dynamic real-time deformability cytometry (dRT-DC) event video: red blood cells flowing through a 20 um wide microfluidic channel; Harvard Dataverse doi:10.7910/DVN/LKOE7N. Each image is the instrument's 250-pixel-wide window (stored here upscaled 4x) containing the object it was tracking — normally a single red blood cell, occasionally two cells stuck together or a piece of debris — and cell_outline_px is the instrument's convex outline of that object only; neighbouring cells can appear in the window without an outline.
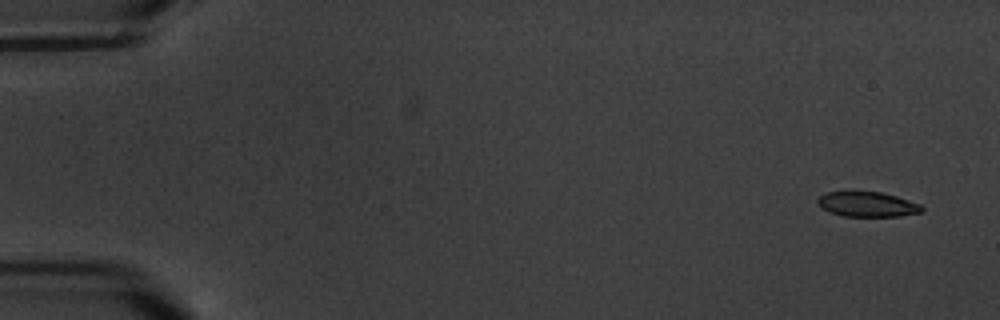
{"species": "common noctule bat (a hibernating species)", "species_latin": "Nyctalus noctula", "temperature_condition": "warm", "stored_images_in_passage": 12, "camera_frame_rate_fps": 3000, "um_per_image_px": 0.085, "animal": {"sex": "male", "body_mass_g": 20.1, "forearm_length_mm": 53.5}, "frame": {"image": 1, "passage_image": 1, "time_ms": 0.0, "image_size_px": [1000, 320], "cell_outline_px": [[924, 212], [900, 216], [844, 216], [828, 212], [816, 200], [824, 192], [844, 188], [856, 188], [880, 192], [896, 196], [920, 204], [924, 208]], "centroid_in_image_um": [73.67, 17.3], "position_along_channel_um": 11.3, "area_um2": 16.01}}
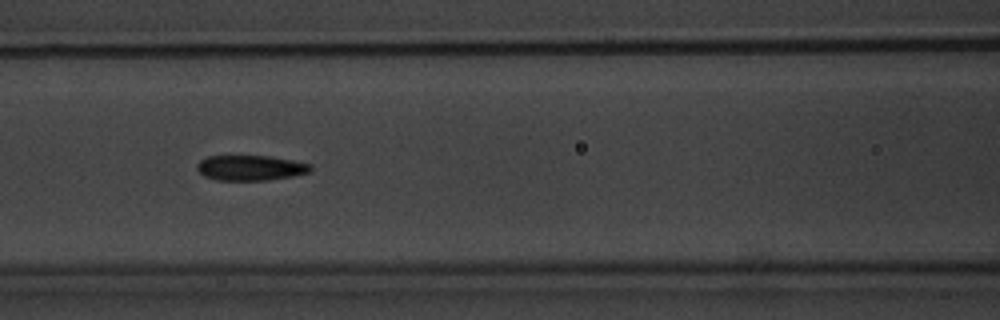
{"frame": {"image": 2, "passage_image": 8, "time_ms": 8.0, "image_size_px": [1000, 320], "cell_outline_px": [[312, 168], [308, 172], [292, 176], [268, 180], [216, 180], [204, 176], [196, 168], [196, 164], [200, 160], [208, 156], [268, 156], [292, 160], [312, 164]], "centroid_in_image_um": [21.27, 14.26], "position_along_channel_um": 145.3, "area_um2": 16.65}}
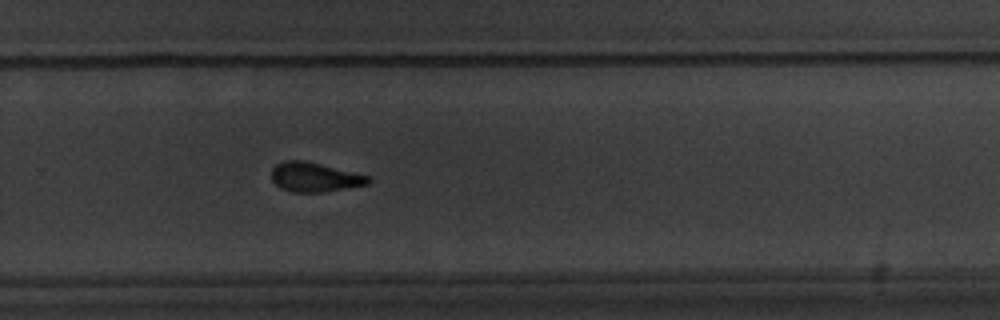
{"frame": {"image": 3, "passage_image": 12, "time_ms": 12.667, "image_size_px": [1000, 320], "cell_outline_px": [[372, 180], [368, 184], [324, 192], [296, 192], [280, 188], [272, 180], [272, 168], [276, 164], [284, 160], [304, 160], [372, 176]], "centroid_in_image_um": [26.77, 15.05], "position_along_channel_um": 303.0, "area_um2": 16.65}}